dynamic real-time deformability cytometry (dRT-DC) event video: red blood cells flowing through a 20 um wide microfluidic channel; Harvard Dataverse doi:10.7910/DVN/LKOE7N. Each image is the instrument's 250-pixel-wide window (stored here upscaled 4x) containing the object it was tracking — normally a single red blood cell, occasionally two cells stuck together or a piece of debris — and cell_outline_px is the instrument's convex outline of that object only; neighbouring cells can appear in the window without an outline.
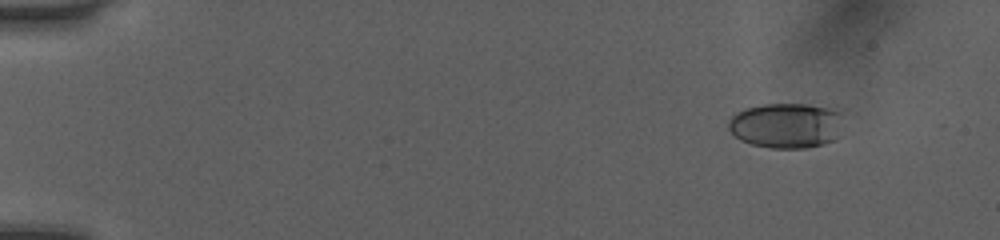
{"species": "human", "species_latin": "Homo sapiens", "temperature_condition": "room temperature", "stored_images_in_passage": 51, "camera_frame_rate_fps": 3000, "um_per_image_px": 0.085, "donor": {"sex": "female"}, "frame": {"image": 1, "passage_image": 6, "time_ms": 1.667, "image_size_px": [1000, 240], "cell_outline_px": [[848, 108], [836, 140], [824, 144], [804, 148], [772, 148], [752, 144], [740, 140], [728, 128], [728, 120], [736, 112], [744, 108], [764, 104], [836, 104]], "centroid_in_image_um": [67.0, 10.6], "position_along_channel_um": 18.0, "area_um2": 31.73}}
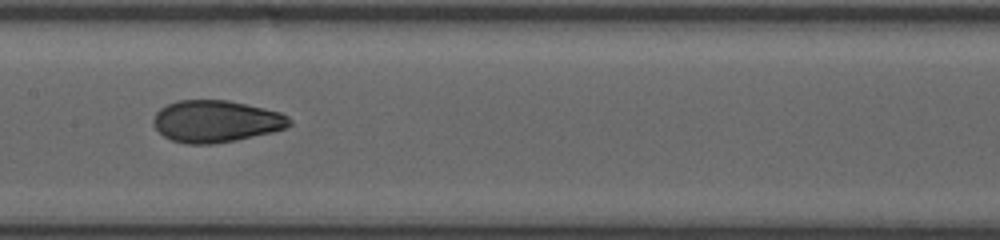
{"frame": {"image": 2, "passage_image": 28, "time_ms": 9.0, "image_size_px": [1000, 240], "cell_outline_px": [[292, 124], [284, 128], [272, 132], [236, 140], [212, 144], [188, 144], [172, 140], [164, 136], [152, 124], [152, 120], [156, 112], [160, 108], [176, 100], [228, 100], [264, 108], [280, 112], [288, 116], [292, 120]], "centroid_in_image_um": [18.35, 10.3], "position_along_channel_um": 189.0, "area_um2": 33.29}}
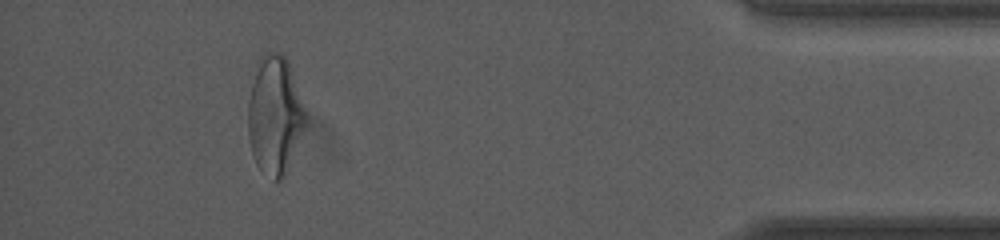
{"frame": {"image": 3, "passage_image": 48, "time_ms": 15.667, "image_size_px": [1000, 240], "cell_outline_px": [[308, 116], [304, 128], [284, 176], [280, 180], [272, 180], [256, 164], [252, 156], [248, 136], [248, 100], [252, 84], [260, 56], [264, 52], [280, 52], [288, 60]], "centroid_in_image_um": [23.35, 9.78], "position_along_channel_um": 411.8, "area_um2": 39.54}}